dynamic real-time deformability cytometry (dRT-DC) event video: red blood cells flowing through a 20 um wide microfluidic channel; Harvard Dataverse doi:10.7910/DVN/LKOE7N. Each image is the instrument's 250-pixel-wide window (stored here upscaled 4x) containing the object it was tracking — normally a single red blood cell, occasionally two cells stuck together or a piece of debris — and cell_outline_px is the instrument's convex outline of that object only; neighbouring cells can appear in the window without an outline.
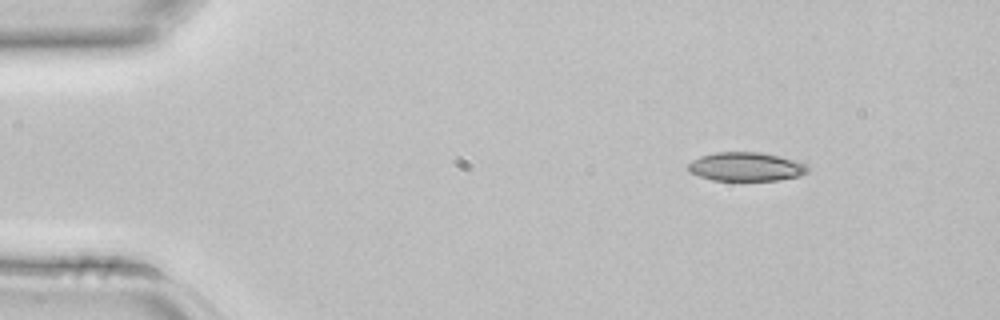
{"species": "common noctule bat (a hibernating species)", "species_latin": "Nyctalus noctula", "temperature_condition": "room temperature", "stored_images_in_passage": 4, "camera_frame_rate_fps": 3000, "um_per_image_px": 0.085, "animal": {"sex": "female", "body_mass_g": 22.7, "forearm_length_mm": 54.2}, "frame": {"image": 1, "passage_image": 2, "time_ms": 0.333, "image_size_px": [1000, 320], "cell_outline_px": [[808, 172], [800, 176], [780, 180], [712, 180], [688, 172], [688, 164], [692, 160], [700, 156], [716, 152], [760, 152], [792, 160], [804, 164], [808, 168]], "centroid_in_image_um": [63.37, 14.17], "position_along_channel_um": 21.6, "area_um2": 19.88}}
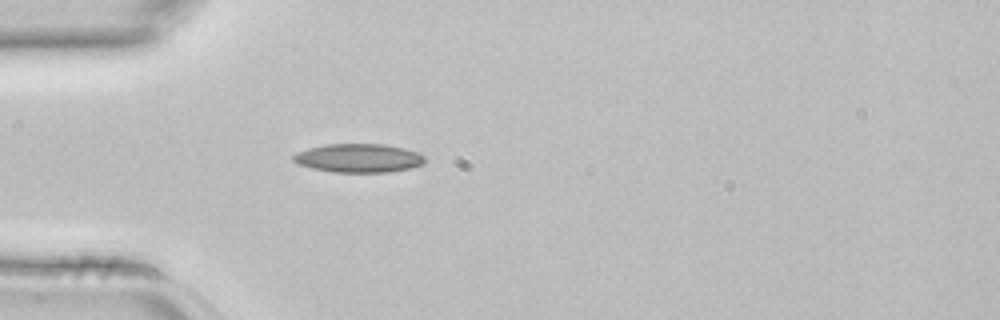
{"frame": {"image": 2, "passage_image": 4, "time_ms": 1.0, "image_size_px": [1000, 320], "cell_outline_px": [[424, 164], [408, 168], [388, 172], [332, 172], [312, 168], [296, 164], [292, 160], [292, 156], [296, 152], [308, 148], [328, 144], [384, 144], [404, 148], [416, 152], [424, 156]], "centroid_in_image_um": [30.43, 13.44], "position_along_channel_um": 54.6, "area_um2": 21.96}}